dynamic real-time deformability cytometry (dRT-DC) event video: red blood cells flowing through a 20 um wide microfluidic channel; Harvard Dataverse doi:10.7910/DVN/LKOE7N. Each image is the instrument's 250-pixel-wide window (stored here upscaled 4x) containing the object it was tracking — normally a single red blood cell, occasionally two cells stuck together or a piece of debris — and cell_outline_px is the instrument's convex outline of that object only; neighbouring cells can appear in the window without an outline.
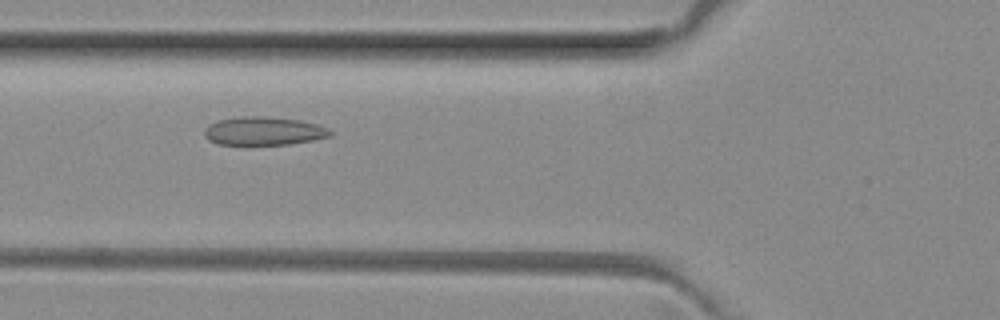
{"species": "common noctule bat (a hibernating species)", "species_latin": "Nyctalus noctula", "temperature_condition": "room temperature", "stored_images_in_passage": 3, "camera_frame_rate_fps": 3000, "um_per_image_px": 0.085, "animal": {"sex": "female", "body_mass_g": 29.2, "forearm_length_mm": 56.3}, "frame": {"image": 1, "passage_image": 3, "time_ms": 0.667, "image_size_px": [1000, 320], "cell_outline_px": [[332, 136], [312, 140], [288, 144], [220, 144], [208, 140], [204, 136], [204, 128], [220, 120], [240, 116], [264, 116], [300, 120], [316, 124], [328, 128], [332, 132]], "centroid_in_image_um": [22.43, 11.13], "position_along_channel_um": 103.4, "area_um2": 20.63}}